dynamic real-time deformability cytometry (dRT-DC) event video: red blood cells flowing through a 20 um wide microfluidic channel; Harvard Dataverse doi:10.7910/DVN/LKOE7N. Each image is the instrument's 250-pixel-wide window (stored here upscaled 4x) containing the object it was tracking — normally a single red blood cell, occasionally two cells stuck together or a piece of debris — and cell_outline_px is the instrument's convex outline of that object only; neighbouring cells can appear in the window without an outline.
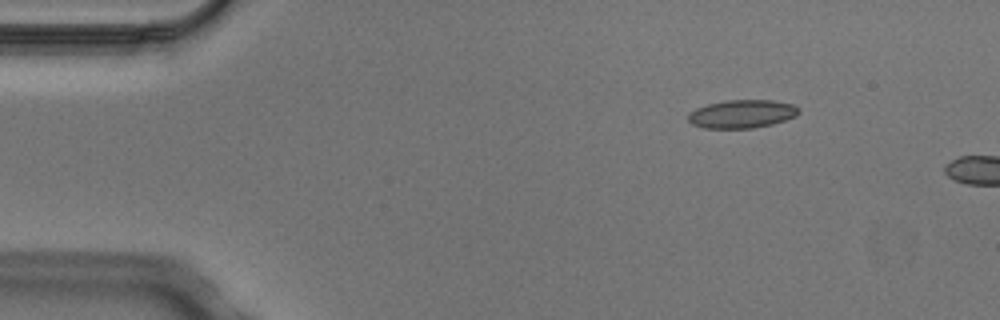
{"species": "Egyptian fruit bat (a non-hibernating species)", "species_latin": "Rousettus aegyptiacus", "temperature_condition": "cold", "stored_images_in_passage": 3, "camera_frame_rate_fps": 3000, "um_per_image_px": 0.085, "animal": {"sex": "male"}, "frame": {"image": 1, "passage_image": 1, "time_ms": 0.0, "image_size_px": [1000, 320], "cell_outline_px": [[800, 112], [796, 116], [772, 124], [752, 128], [704, 128], [692, 124], [688, 120], [688, 112], [696, 108], [708, 104], [728, 100], [772, 100], [792, 104]], "centroid_in_image_um": [63.03, 9.68], "position_along_channel_um": 22.0, "area_um2": 18.09}}